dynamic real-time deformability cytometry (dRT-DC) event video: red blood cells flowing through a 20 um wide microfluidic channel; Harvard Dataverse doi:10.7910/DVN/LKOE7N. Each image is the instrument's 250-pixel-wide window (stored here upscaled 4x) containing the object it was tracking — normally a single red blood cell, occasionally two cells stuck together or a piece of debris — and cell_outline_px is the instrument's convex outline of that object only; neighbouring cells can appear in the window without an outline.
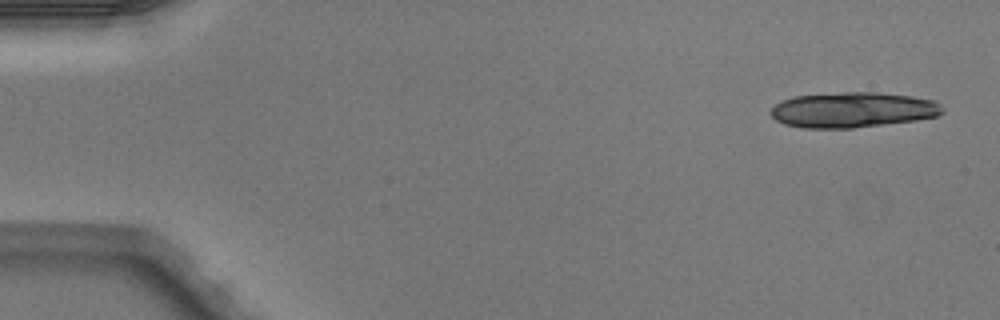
{"species": "Egyptian fruit bat (a non-hibernating species)", "species_latin": "Rousettus aegyptiacus", "temperature_condition": "warm", "stored_images_in_passage": 5, "camera_frame_rate_fps": 3000, "um_per_image_px": 0.085, "animal": {"sex": "male"}, "frame": {"image": 1, "passage_image": 1, "time_ms": 0.0, "image_size_px": [1000, 320], "cell_outline_px": [[944, 112], [940, 116], [916, 120], [852, 128], [804, 128], [784, 124], [776, 120], [768, 112], [776, 104], [784, 100], [796, 96], [840, 92], [876, 92], [912, 96], [936, 100], [944, 108]], "centroid_in_image_um": [72.53, 9.34], "position_along_channel_um": 12.5, "area_um2": 35.55}}